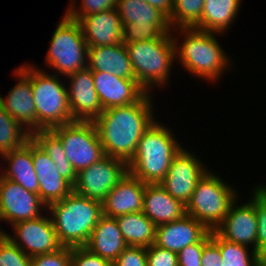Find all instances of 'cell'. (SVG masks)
I'll return each mask as SVG.
<instances>
[{"instance_id": "37", "label": "cell", "mask_w": 266, "mask_h": 266, "mask_svg": "<svg viewBox=\"0 0 266 266\" xmlns=\"http://www.w3.org/2000/svg\"><path fill=\"white\" fill-rule=\"evenodd\" d=\"M32 266H71V247H62L49 254L31 257Z\"/></svg>"}, {"instance_id": "3", "label": "cell", "mask_w": 266, "mask_h": 266, "mask_svg": "<svg viewBox=\"0 0 266 266\" xmlns=\"http://www.w3.org/2000/svg\"><path fill=\"white\" fill-rule=\"evenodd\" d=\"M169 128L154 121L143 133L136 153L127 163L128 172L145 184L161 183L182 146Z\"/></svg>"}, {"instance_id": "10", "label": "cell", "mask_w": 266, "mask_h": 266, "mask_svg": "<svg viewBox=\"0 0 266 266\" xmlns=\"http://www.w3.org/2000/svg\"><path fill=\"white\" fill-rule=\"evenodd\" d=\"M50 131L61 141L76 173L105 156L93 121H73Z\"/></svg>"}, {"instance_id": "35", "label": "cell", "mask_w": 266, "mask_h": 266, "mask_svg": "<svg viewBox=\"0 0 266 266\" xmlns=\"http://www.w3.org/2000/svg\"><path fill=\"white\" fill-rule=\"evenodd\" d=\"M254 205L258 223L257 247L266 242V186L259 185L254 188Z\"/></svg>"}, {"instance_id": "38", "label": "cell", "mask_w": 266, "mask_h": 266, "mask_svg": "<svg viewBox=\"0 0 266 266\" xmlns=\"http://www.w3.org/2000/svg\"><path fill=\"white\" fill-rule=\"evenodd\" d=\"M147 266H178V253L152 244L146 248Z\"/></svg>"}, {"instance_id": "7", "label": "cell", "mask_w": 266, "mask_h": 266, "mask_svg": "<svg viewBox=\"0 0 266 266\" xmlns=\"http://www.w3.org/2000/svg\"><path fill=\"white\" fill-rule=\"evenodd\" d=\"M236 192L219 176L207 170L198 180L185 206L186 215L194 217L209 231H214L223 222L232 203L238 199Z\"/></svg>"}, {"instance_id": "28", "label": "cell", "mask_w": 266, "mask_h": 266, "mask_svg": "<svg viewBox=\"0 0 266 266\" xmlns=\"http://www.w3.org/2000/svg\"><path fill=\"white\" fill-rule=\"evenodd\" d=\"M116 220L127 246L147 248L154 244L157 226L143 212L125 214Z\"/></svg>"}, {"instance_id": "26", "label": "cell", "mask_w": 266, "mask_h": 266, "mask_svg": "<svg viewBox=\"0 0 266 266\" xmlns=\"http://www.w3.org/2000/svg\"><path fill=\"white\" fill-rule=\"evenodd\" d=\"M0 157L9 163L5 172L0 174L2 177L39 194L38 176L32 161V138L21 148L6 152Z\"/></svg>"}, {"instance_id": "13", "label": "cell", "mask_w": 266, "mask_h": 266, "mask_svg": "<svg viewBox=\"0 0 266 266\" xmlns=\"http://www.w3.org/2000/svg\"><path fill=\"white\" fill-rule=\"evenodd\" d=\"M207 172L204 164L184 148L174 156L164 180L165 190L183 205L189 202L198 180Z\"/></svg>"}, {"instance_id": "33", "label": "cell", "mask_w": 266, "mask_h": 266, "mask_svg": "<svg viewBox=\"0 0 266 266\" xmlns=\"http://www.w3.org/2000/svg\"><path fill=\"white\" fill-rule=\"evenodd\" d=\"M0 266H32L31 257L26 255L2 231H0Z\"/></svg>"}, {"instance_id": "23", "label": "cell", "mask_w": 266, "mask_h": 266, "mask_svg": "<svg viewBox=\"0 0 266 266\" xmlns=\"http://www.w3.org/2000/svg\"><path fill=\"white\" fill-rule=\"evenodd\" d=\"M142 212L156 225L180 220L185 214V205L173 198L160 184H146Z\"/></svg>"}, {"instance_id": "27", "label": "cell", "mask_w": 266, "mask_h": 266, "mask_svg": "<svg viewBox=\"0 0 266 266\" xmlns=\"http://www.w3.org/2000/svg\"><path fill=\"white\" fill-rule=\"evenodd\" d=\"M241 0H205L199 30L223 34L237 17Z\"/></svg>"}, {"instance_id": "22", "label": "cell", "mask_w": 266, "mask_h": 266, "mask_svg": "<svg viewBox=\"0 0 266 266\" xmlns=\"http://www.w3.org/2000/svg\"><path fill=\"white\" fill-rule=\"evenodd\" d=\"M79 23L88 47L110 46L122 42L123 25L116 8L89 14Z\"/></svg>"}, {"instance_id": "24", "label": "cell", "mask_w": 266, "mask_h": 266, "mask_svg": "<svg viewBox=\"0 0 266 266\" xmlns=\"http://www.w3.org/2000/svg\"><path fill=\"white\" fill-rule=\"evenodd\" d=\"M87 67L124 79H135L132 64L123 42L110 46L88 47Z\"/></svg>"}, {"instance_id": "21", "label": "cell", "mask_w": 266, "mask_h": 266, "mask_svg": "<svg viewBox=\"0 0 266 266\" xmlns=\"http://www.w3.org/2000/svg\"><path fill=\"white\" fill-rule=\"evenodd\" d=\"M208 232L201 222L185 214L180 220L158 225L154 245L179 253L186 246L199 242Z\"/></svg>"}, {"instance_id": "16", "label": "cell", "mask_w": 266, "mask_h": 266, "mask_svg": "<svg viewBox=\"0 0 266 266\" xmlns=\"http://www.w3.org/2000/svg\"><path fill=\"white\" fill-rule=\"evenodd\" d=\"M236 201L232 203L228 214L215 231L225 240L247 247L253 245L252 248L256 251L258 223L254 191L252 199L245 204L236 206Z\"/></svg>"}, {"instance_id": "34", "label": "cell", "mask_w": 266, "mask_h": 266, "mask_svg": "<svg viewBox=\"0 0 266 266\" xmlns=\"http://www.w3.org/2000/svg\"><path fill=\"white\" fill-rule=\"evenodd\" d=\"M75 1L76 0H71L73 4L70 3V7L65 14L77 22L89 14L116 8L117 5V0H82L81 8L77 9V7H75Z\"/></svg>"}, {"instance_id": "1", "label": "cell", "mask_w": 266, "mask_h": 266, "mask_svg": "<svg viewBox=\"0 0 266 266\" xmlns=\"http://www.w3.org/2000/svg\"><path fill=\"white\" fill-rule=\"evenodd\" d=\"M147 92L138 102L105 109L93 121L104 154L128 163L143 133L155 121L153 101Z\"/></svg>"}, {"instance_id": "36", "label": "cell", "mask_w": 266, "mask_h": 266, "mask_svg": "<svg viewBox=\"0 0 266 266\" xmlns=\"http://www.w3.org/2000/svg\"><path fill=\"white\" fill-rule=\"evenodd\" d=\"M211 240L209 231L199 242L190 244L178 253V266H201L204 246Z\"/></svg>"}, {"instance_id": "20", "label": "cell", "mask_w": 266, "mask_h": 266, "mask_svg": "<svg viewBox=\"0 0 266 266\" xmlns=\"http://www.w3.org/2000/svg\"><path fill=\"white\" fill-rule=\"evenodd\" d=\"M145 187V183L127 172L102 201V214L116 218L142 212Z\"/></svg>"}, {"instance_id": "6", "label": "cell", "mask_w": 266, "mask_h": 266, "mask_svg": "<svg viewBox=\"0 0 266 266\" xmlns=\"http://www.w3.org/2000/svg\"><path fill=\"white\" fill-rule=\"evenodd\" d=\"M58 74L48 75L31 66V88L36 109V131L51 130L73 122L67 87Z\"/></svg>"}, {"instance_id": "42", "label": "cell", "mask_w": 266, "mask_h": 266, "mask_svg": "<svg viewBox=\"0 0 266 266\" xmlns=\"http://www.w3.org/2000/svg\"><path fill=\"white\" fill-rule=\"evenodd\" d=\"M148 4L159 9L168 18L173 10V0H145Z\"/></svg>"}, {"instance_id": "17", "label": "cell", "mask_w": 266, "mask_h": 266, "mask_svg": "<svg viewBox=\"0 0 266 266\" xmlns=\"http://www.w3.org/2000/svg\"><path fill=\"white\" fill-rule=\"evenodd\" d=\"M29 65H20L15 69L14 75L20 80L6 98L0 95V104L6 113L32 133L36 131V109L31 88V64Z\"/></svg>"}, {"instance_id": "4", "label": "cell", "mask_w": 266, "mask_h": 266, "mask_svg": "<svg viewBox=\"0 0 266 266\" xmlns=\"http://www.w3.org/2000/svg\"><path fill=\"white\" fill-rule=\"evenodd\" d=\"M176 30L184 34V40L178 45L177 38H174L175 56L187 71L199 78L214 82L223 75L224 70L229 69L230 59L218 43L214 35L217 33L194 27L176 28Z\"/></svg>"}, {"instance_id": "43", "label": "cell", "mask_w": 266, "mask_h": 266, "mask_svg": "<svg viewBox=\"0 0 266 266\" xmlns=\"http://www.w3.org/2000/svg\"><path fill=\"white\" fill-rule=\"evenodd\" d=\"M256 265L266 266V242L260 244L256 251Z\"/></svg>"}, {"instance_id": "19", "label": "cell", "mask_w": 266, "mask_h": 266, "mask_svg": "<svg viewBox=\"0 0 266 266\" xmlns=\"http://www.w3.org/2000/svg\"><path fill=\"white\" fill-rule=\"evenodd\" d=\"M32 161L38 176L39 197L46 206L73 191V186L59 174L54 162L33 139Z\"/></svg>"}, {"instance_id": "2", "label": "cell", "mask_w": 266, "mask_h": 266, "mask_svg": "<svg viewBox=\"0 0 266 266\" xmlns=\"http://www.w3.org/2000/svg\"><path fill=\"white\" fill-rule=\"evenodd\" d=\"M63 247L85 246L102 214V202L71 192L46 207Z\"/></svg>"}, {"instance_id": "25", "label": "cell", "mask_w": 266, "mask_h": 266, "mask_svg": "<svg viewBox=\"0 0 266 266\" xmlns=\"http://www.w3.org/2000/svg\"><path fill=\"white\" fill-rule=\"evenodd\" d=\"M84 247L113 263L127 247L116 218L102 215Z\"/></svg>"}, {"instance_id": "9", "label": "cell", "mask_w": 266, "mask_h": 266, "mask_svg": "<svg viewBox=\"0 0 266 266\" xmlns=\"http://www.w3.org/2000/svg\"><path fill=\"white\" fill-rule=\"evenodd\" d=\"M124 44L160 38L172 31L168 17L145 0H117Z\"/></svg>"}, {"instance_id": "30", "label": "cell", "mask_w": 266, "mask_h": 266, "mask_svg": "<svg viewBox=\"0 0 266 266\" xmlns=\"http://www.w3.org/2000/svg\"><path fill=\"white\" fill-rule=\"evenodd\" d=\"M31 139V132L6 113L0 104V156L21 148Z\"/></svg>"}, {"instance_id": "11", "label": "cell", "mask_w": 266, "mask_h": 266, "mask_svg": "<svg viewBox=\"0 0 266 266\" xmlns=\"http://www.w3.org/2000/svg\"><path fill=\"white\" fill-rule=\"evenodd\" d=\"M127 172L128 165L124 160L105 155L77 173L73 192L102 202Z\"/></svg>"}, {"instance_id": "31", "label": "cell", "mask_w": 266, "mask_h": 266, "mask_svg": "<svg viewBox=\"0 0 266 266\" xmlns=\"http://www.w3.org/2000/svg\"><path fill=\"white\" fill-rule=\"evenodd\" d=\"M211 240L219 247L222 266H257L256 253L250 250L249 254V247L225 240L215 230L211 231Z\"/></svg>"}, {"instance_id": "5", "label": "cell", "mask_w": 266, "mask_h": 266, "mask_svg": "<svg viewBox=\"0 0 266 266\" xmlns=\"http://www.w3.org/2000/svg\"><path fill=\"white\" fill-rule=\"evenodd\" d=\"M173 33L160 38L125 44L137 82L147 91L164 86L175 56ZM150 89V90H149Z\"/></svg>"}, {"instance_id": "41", "label": "cell", "mask_w": 266, "mask_h": 266, "mask_svg": "<svg viewBox=\"0 0 266 266\" xmlns=\"http://www.w3.org/2000/svg\"><path fill=\"white\" fill-rule=\"evenodd\" d=\"M222 257L219 247L210 240L203 249L201 266H222Z\"/></svg>"}, {"instance_id": "29", "label": "cell", "mask_w": 266, "mask_h": 266, "mask_svg": "<svg viewBox=\"0 0 266 266\" xmlns=\"http://www.w3.org/2000/svg\"><path fill=\"white\" fill-rule=\"evenodd\" d=\"M31 138L54 162L59 174L73 186L77 173L67 159L61 141L50 130L34 131L31 133Z\"/></svg>"}, {"instance_id": "18", "label": "cell", "mask_w": 266, "mask_h": 266, "mask_svg": "<svg viewBox=\"0 0 266 266\" xmlns=\"http://www.w3.org/2000/svg\"><path fill=\"white\" fill-rule=\"evenodd\" d=\"M92 75L103 110L138 102L147 93L136 79L119 78L101 71H92Z\"/></svg>"}, {"instance_id": "14", "label": "cell", "mask_w": 266, "mask_h": 266, "mask_svg": "<svg viewBox=\"0 0 266 266\" xmlns=\"http://www.w3.org/2000/svg\"><path fill=\"white\" fill-rule=\"evenodd\" d=\"M45 207L39 194L0 175V221L5 220L12 226L23 220L36 219Z\"/></svg>"}, {"instance_id": "40", "label": "cell", "mask_w": 266, "mask_h": 266, "mask_svg": "<svg viewBox=\"0 0 266 266\" xmlns=\"http://www.w3.org/2000/svg\"><path fill=\"white\" fill-rule=\"evenodd\" d=\"M112 266H147L146 247L127 246Z\"/></svg>"}, {"instance_id": "8", "label": "cell", "mask_w": 266, "mask_h": 266, "mask_svg": "<svg viewBox=\"0 0 266 266\" xmlns=\"http://www.w3.org/2000/svg\"><path fill=\"white\" fill-rule=\"evenodd\" d=\"M63 17L50 40L45 60L49 67L56 70L54 74L61 73L66 77L87 67L88 44L80 23L66 14Z\"/></svg>"}, {"instance_id": "32", "label": "cell", "mask_w": 266, "mask_h": 266, "mask_svg": "<svg viewBox=\"0 0 266 266\" xmlns=\"http://www.w3.org/2000/svg\"><path fill=\"white\" fill-rule=\"evenodd\" d=\"M204 2L205 0H173V10L168 18L170 27H195L200 22Z\"/></svg>"}, {"instance_id": "15", "label": "cell", "mask_w": 266, "mask_h": 266, "mask_svg": "<svg viewBox=\"0 0 266 266\" xmlns=\"http://www.w3.org/2000/svg\"><path fill=\"white\" fill-rule=\"evenodd\" d=\"M68 101L74 121H94L104 111L94 87L92 70L88 67L67 76Z\"/></svg>"}, {"instance_id": "12", "label": "cell", "mask_w": 266, "mask_h": 266, "mask_svg": "<svg viewBox=\"0 0 266 266\" xmlns=\"http://www.w3.org/2000/svg\"><path fill=\"white\" fill-rule=\"evenodd\" d=\"M12 228L15 237L6 232L4 234L30 257L54 253L63 247L50 217L41 215L36 219L23 220L13 224Z\"/></svg>"}, {"instance_id": "39", "label": "cell", "mask_w": 266, "mask_h": 266, "mask_svg": "<svg viewBox=\"0 0 266 266\" xmlns=\"http://www.w3.org/2000/svg\"><path fill=\"white\" fill-rule=\"evenodd\" d=\"M71 266H112V263L82 246L71 248Z\"/></svg>"}]
</instances>
